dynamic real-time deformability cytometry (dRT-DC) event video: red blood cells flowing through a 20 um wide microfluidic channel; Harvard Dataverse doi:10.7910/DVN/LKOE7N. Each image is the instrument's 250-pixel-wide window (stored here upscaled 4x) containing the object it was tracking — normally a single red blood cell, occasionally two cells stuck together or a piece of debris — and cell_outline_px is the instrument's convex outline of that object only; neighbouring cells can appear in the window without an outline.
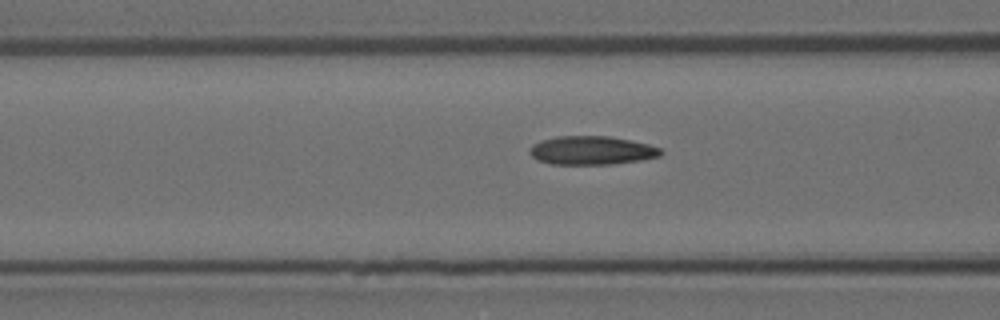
{"species": "Egyptian fruit bat (a non-hibernating species)", "species_latin": "Rousettus aegyptiacus", "temperature_condition": "room temperature", "stored_images_in_passage": 20, "camera_frame_rate_fps": 3000, "um_per_image_px": 0.085, "animal": {"sex": "female"}, "frame": {"image": 1, "passage_image": 18, "time_ms": 5.667, "image_size_px": [1000, 320], "cell_outline_px": [[664, 152], [660, 156], [644, 160], [612, 164], [548, 164], [532, 156], [528, 152], [528, 148], [532, 144], [540, 140], [556, 136], [608, 136], [648, 144], [660, 148]], "centroid_in_image_um": [50.27, 12.79], "position_along_channel_um": 116.3, "area_um2": 22.02}}